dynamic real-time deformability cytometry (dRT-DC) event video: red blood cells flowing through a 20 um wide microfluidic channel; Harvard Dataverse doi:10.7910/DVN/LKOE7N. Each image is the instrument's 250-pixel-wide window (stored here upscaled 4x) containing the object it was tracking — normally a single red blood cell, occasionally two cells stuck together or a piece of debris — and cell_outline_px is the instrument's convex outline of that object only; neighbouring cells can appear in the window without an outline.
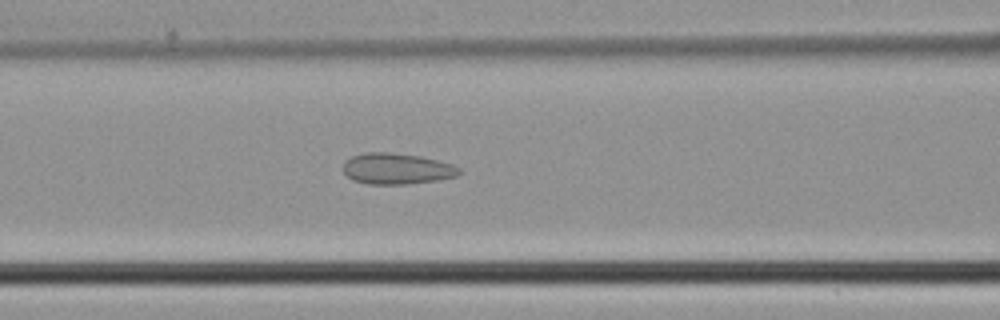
{"species": "common noctule bat (a hibernating species)", "species_latin": "Nyctalus noctula", "temperature_condition": "cold", "stored_images_in_passage": 36, "camera_frame_rate_fps": 3000, "um_per_image_px": 0.085, "animal": {"sex": "male", "body_mass_g": 21.5, "forearm_length_mm": 52.0}, "frame": {"image": 1, "passage_image": 13, "time_ms": 4.0, "image_size_px": [1000, 320], "cell_outline_px": [[460, 172], [456, 176], [440, 180], [408, 184], [368, 184], [352, 180], [344, 172], [344, 160], [352, 156], [364, 152], [392, 152], [420, 156], [452, 164], [460, 168]], "centroid_in_image_um": [33.71, 14.34], "position_along_channel_um": 132.9, "area_um2": 21.1}}
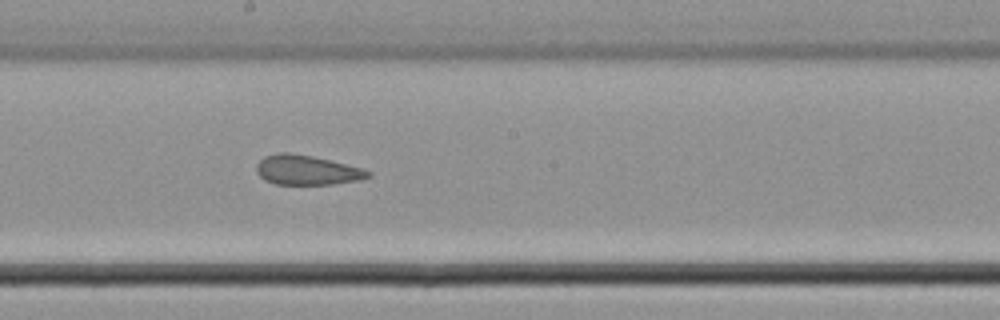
{"frame": {"image": 2, "passage_image": 19, "time_ms": 6.0, "image_size_px": [1000, 320], "cell_outline_px": [[372, 176], [360, 180], [332, 184], [276, 184], [264, 180], [256, 172], [256, 164], [264, 156], [276, 152], [292, 152], [312, 156], [360, 168], [372, 172]], "centroid_in_image_um": [26.04, 14.45], "position_along_channel_um": 222.2, "area_um2": 19.31}}
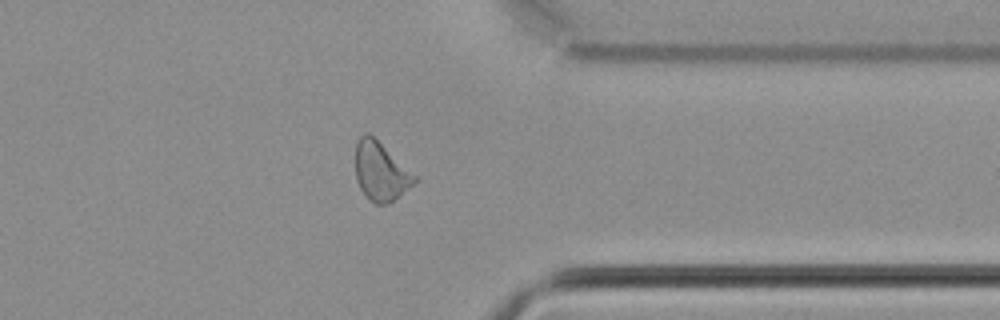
{"frame": {"image": 3, "passage_image": 30, "time_ms": 9.667, "image_size_px": [1000, 320], "cell_outline_px": [[416, 180], [412, 184], [388, 204], [376, 204], [360, 188], [356, 180], [356, 140], [364, 132], [368, 132], [416, 176]], "centroid_in_image_um": [32.31, 14.54], "position_along_channel_um": 379.1, "area_um2": 19.48}}